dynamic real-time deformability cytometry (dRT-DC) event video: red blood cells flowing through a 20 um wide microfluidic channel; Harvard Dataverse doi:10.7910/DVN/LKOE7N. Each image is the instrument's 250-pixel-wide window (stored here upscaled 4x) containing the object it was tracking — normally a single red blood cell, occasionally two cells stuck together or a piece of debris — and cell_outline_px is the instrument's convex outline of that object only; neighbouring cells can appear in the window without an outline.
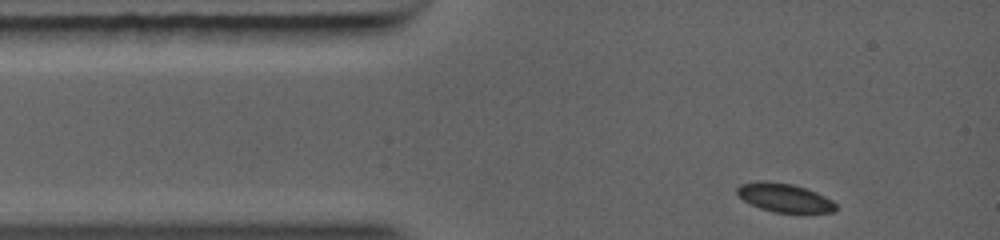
{"species": "common noctule bat (a hibernating species)", "species_latin": "Nyctalus noctula", "temperature_condition": "warm", "stored_images_in_passage": 5, "camera_frame_rate_fps": 5000, "um_per_image_px": 0.085, "animal": {"sex": "female", "body_mass_g": 19.0, "forearm_length_mm": 56.7}, "frame": {"image": 1, "passage_image": 1, "time_ms": 0.0, "image_size_px": [1000, 240], "cell_outline_px": [[836, 208], [832, 212], [776, 212], [752, 204], [744, 200], [736, 192], [736, 188], [744, 184], [784, 184], [800, 188], [812, 192], [836, 204]], "centroid_in_image_um": [66.67, 16.87], "position_along_channel_um": 18.3, "area_um2": 14.68}}
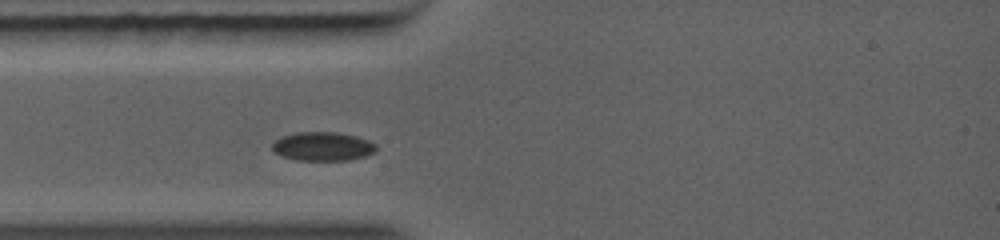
{"frame": {"image": 2, "passage_image": 3, "time_ms": 1.6, "image_size_px": [1000, 240], "cell_outline_px": [[376, 148], [372, 152], [364, 156], [344, 160], [300, 160], [284, 156], [276, 152], [272, 148], [272, 144], [276, 140], [284, 136], [304, 132], [332, 132], [352, 136], [364, 140], [372, 144]], "centroid_in_image_um": [27.37, 12.45], "position_along_channel_um": 57.6, "area_um2": 16.53}}
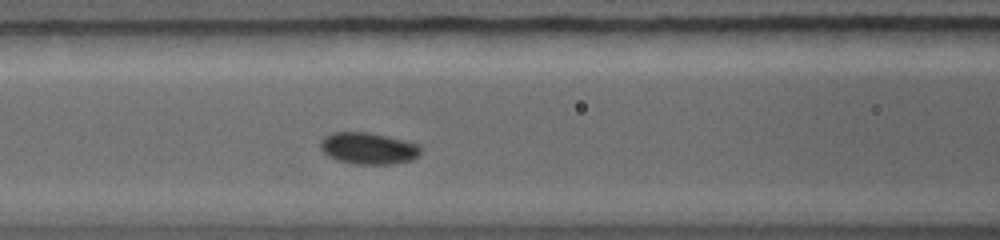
{"frame": {"image": 3, "passage_image": 5, "time_ms": 3.2, "image_size_px": [1000, 240], "cell_outline_px": [[416, 156], [408, 160], [388, 164], [356, 164], [332, 156], [324, 148], [324, 140], [328, 136], [340, 132], [356, 132], [380, 136], [412, 144], [416, 148]], "centroid_in_image_um": [31.29, 12.63], "position_along_channel_um": 135.3, "area_um2": 16.3}}